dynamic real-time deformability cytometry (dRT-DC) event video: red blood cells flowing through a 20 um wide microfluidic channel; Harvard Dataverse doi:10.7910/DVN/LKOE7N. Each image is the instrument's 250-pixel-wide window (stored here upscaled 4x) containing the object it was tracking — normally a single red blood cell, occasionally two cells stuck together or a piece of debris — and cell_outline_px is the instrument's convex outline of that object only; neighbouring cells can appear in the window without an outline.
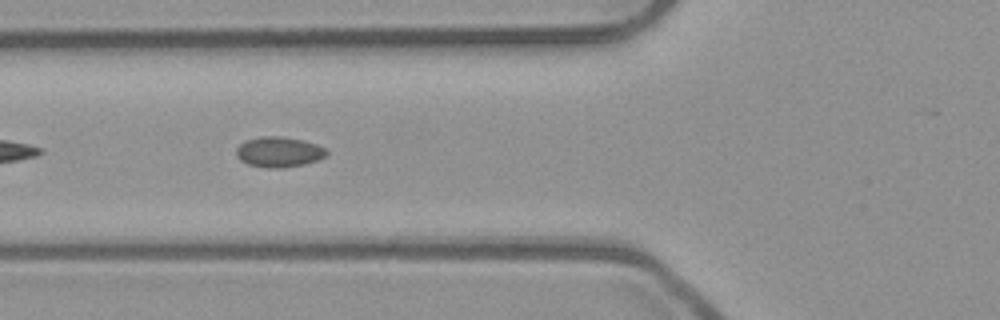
{"species": "common noctule bat (a hibernating species)", "species_latin": "Nyctalus noctula", "temperature_condition": "room temperature", "stored_images_in_passage": 8, "camera_frame_rate_fps": 3000, "um_per_image_px": 0.085, "animal": {"sex": "male", "body_mass_g": 23.1, "forearm_length_mm": 52.7}, "frame": {"image": 1, "passage_image": 6, "time_ms": 1.667, "image_size_px": [1000, 320], "cell_outline_px": [[328, 152], [324, 156], [316, 160], [304, 164], [280, 168], [264, 168], [248, 164], [240, 160], [236, 156], [236, 148], [244, 140], [260, 136], [280, 136], [300, 140], [316, 144], [328, 148]], "centroid_in_image_um": [23.67, 12.91], "position_along_channel_um": 102.1, "area_um2": 16.01}}